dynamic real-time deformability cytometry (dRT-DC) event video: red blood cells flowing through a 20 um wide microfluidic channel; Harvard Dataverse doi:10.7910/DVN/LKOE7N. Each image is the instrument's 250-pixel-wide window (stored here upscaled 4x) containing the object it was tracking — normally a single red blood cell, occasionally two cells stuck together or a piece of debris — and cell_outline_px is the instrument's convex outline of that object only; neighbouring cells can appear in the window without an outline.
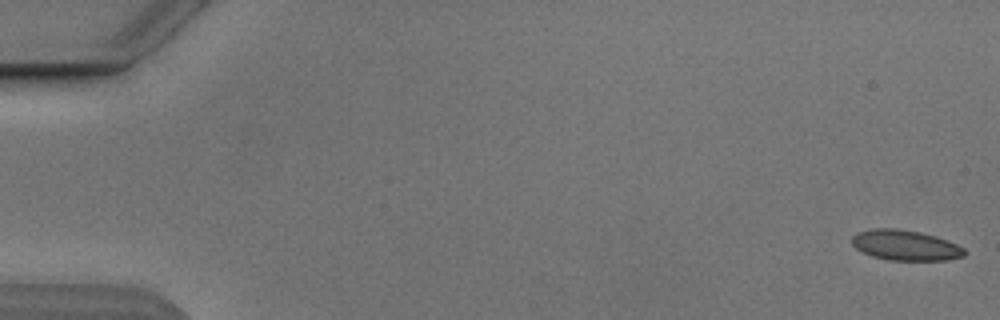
{"species": "Egyptian fruit bat (a non-hibernating species)", "species_latin": "Rousettus aegyptiacus", "temperature_condition": "cold", "stored_images_in_passage": 5, "camera_frame_rate_fps": 3000, "um_per_image_px": 0.085, "animal": {"sex": "male"}, "frame": {"image": 1, "passage_image": 1, "time_ms": 0.0, "image_size_px": [1000, 320], "cell_outline_px": [[968, 252], [964, 256], [948, 260], [888, 260], [872, 256], [856, 248], [852, 244], [852, 236], [856, 232], [872, 228], [896, 228], [920, 232], [936, 236], [956, 244], [964, 248]], "centroid_in_image_um": [76.96, 20.84], "position_along_channel_um": 8.0, "area_um2": 20.0}}
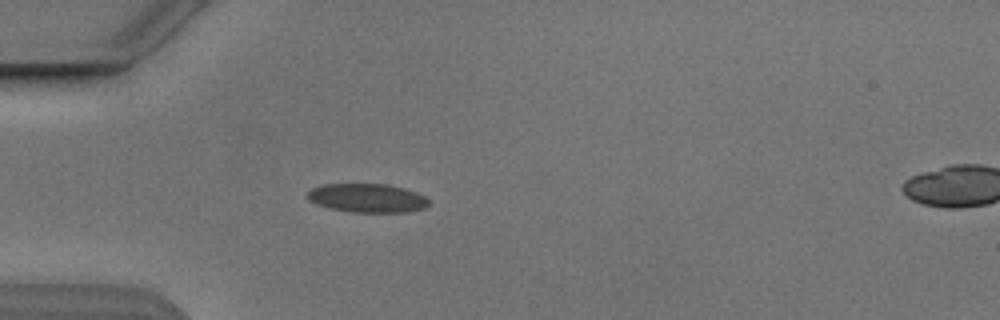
{"frame": {"image": 2, "passage_image": 5, "time_ms": 5.0, "image_size_px": [1000, 320], "cell_outline_px": [[428, 204], [424, 208], [408, 212], [348, 212], [316, 204], [308, 200], [308, 192], [312, 188], [324, 184], [388, 184], [404, 188], [416, 192], [424, 196], [428, 200]], "centroid_in_image_um": [31.22, 16.83], "position_along_channel_um": 53.8, "area_um2": 20.29}}